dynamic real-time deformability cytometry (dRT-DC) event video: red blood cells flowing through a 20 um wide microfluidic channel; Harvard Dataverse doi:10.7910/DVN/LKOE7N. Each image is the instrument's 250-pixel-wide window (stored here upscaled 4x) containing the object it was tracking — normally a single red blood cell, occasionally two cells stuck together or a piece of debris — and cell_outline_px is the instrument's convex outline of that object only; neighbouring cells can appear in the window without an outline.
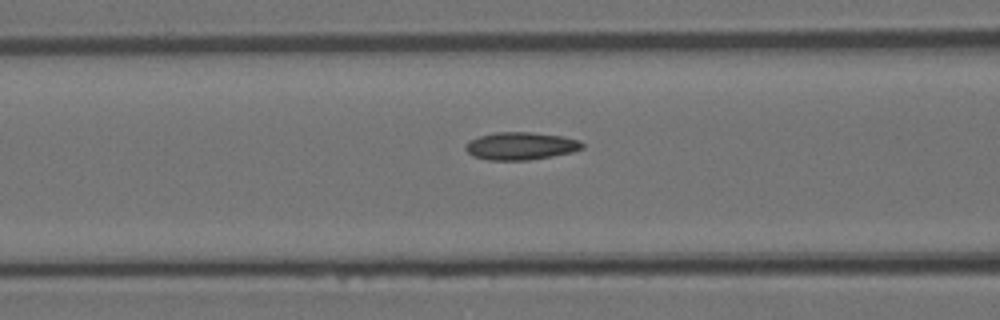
{"species": "Egyptian fruit bat (a non-hibernating species)", "species_latin": "Rousettus aegyptiacus", "temperature_condition": "room temperature", "stored_images_in_passage": 36, "camera_frame_rate_fps": 3000, "um_per_image_px": 0.085, "animal": {"sex": "female"}, "frame": {"image": 1, "passage_image": 16, "time_ms": 5.0, "image_size_px": [1000, 320], "cell_outline_px": [[584, 148], [572, 152], [552, 156], [528, 160], [488, 160], [472, 156], [464, 148], [464, 144], [468, 140], [480, 136], [496, 132], [532, 132], [564, 136], [580, 140], [584, 144]], "centroid_in_image_um": [44.26, 12.4], "position_along_channel_um": 122.3, "area_um2": 19.02}}
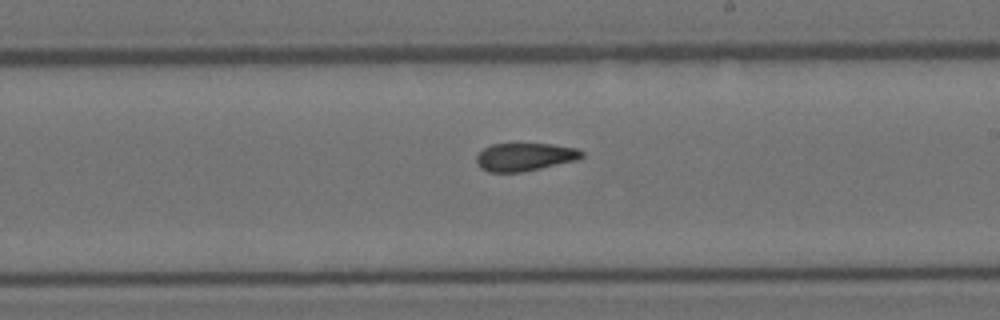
{"frame": {"image": 2, "passage_image": 25, "time_ms": 8.0, "image_size_px": [1000, 320], "cell_outline_px": [[584, 156], [580, 160], [520, 172], [488, 172], [480, 168], [476, 160], [476, 156], [484, 148], [492, 144], [552, 144], [576, 148], [584, 152]], "centroid_in_image_um": [44.64, 13.34], "position_along_channel_um": 244.4, "area_um2": 17.22}}
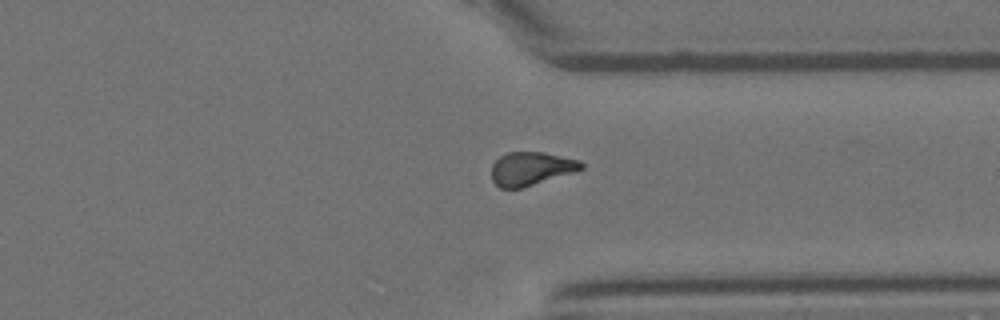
{"frame": {"image": 3, "passage_image": 34, "time_ms": 11.0, "image_size_px": [1000, 320], "cell_outline_px": [[584, 168], [572, 172], [520, 188], [500, 188], [492, 180], [492, 164], [500, 156], [508, 152], [544, 152], [580, 160], [584, 164]], "centroid_in_image_um": [45.12, 14.31], "position_along_channel_um": 366.3, "area_um2": 17.22}}